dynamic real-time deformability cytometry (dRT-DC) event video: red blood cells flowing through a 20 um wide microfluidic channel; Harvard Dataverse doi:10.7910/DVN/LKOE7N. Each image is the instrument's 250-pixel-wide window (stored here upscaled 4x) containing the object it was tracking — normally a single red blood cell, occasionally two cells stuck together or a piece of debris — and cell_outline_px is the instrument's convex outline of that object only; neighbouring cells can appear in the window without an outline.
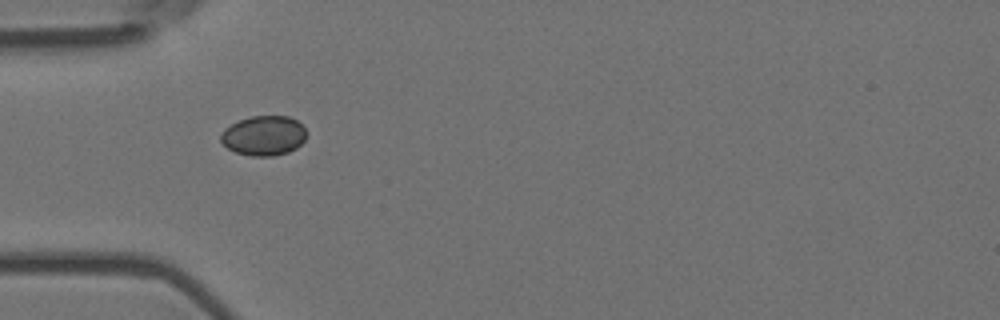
{"species": "Egyptian fruit bat (a non-hibernating species)", "species_latin": "Rousettus aegyptiacus", "temperature_condition": "room temperature", "stored_images_in_passage": 1, "camera_frame_rate_fps": 3000, "um_per_image_px": 0.085, "animal": {"sex": "female"}, "frame": {"image": 1, "passage_image": 1, "time_ms": 0.0, "image_size_px": [1000, 320], "cell_outline_px": [[308, 132], [304, 140], [296, 148], [288, 152], [272, 156], [252, 156], [236, 152], [228, 148], [220, 140], [220, 136], [224, 128], [240, 120], [252, 116], [288, 116], [296, 120]], "centroid_in_image_um": [22.43, 11.53], "position_along_channel_um": 62.6, "area_um2": 19.77}}